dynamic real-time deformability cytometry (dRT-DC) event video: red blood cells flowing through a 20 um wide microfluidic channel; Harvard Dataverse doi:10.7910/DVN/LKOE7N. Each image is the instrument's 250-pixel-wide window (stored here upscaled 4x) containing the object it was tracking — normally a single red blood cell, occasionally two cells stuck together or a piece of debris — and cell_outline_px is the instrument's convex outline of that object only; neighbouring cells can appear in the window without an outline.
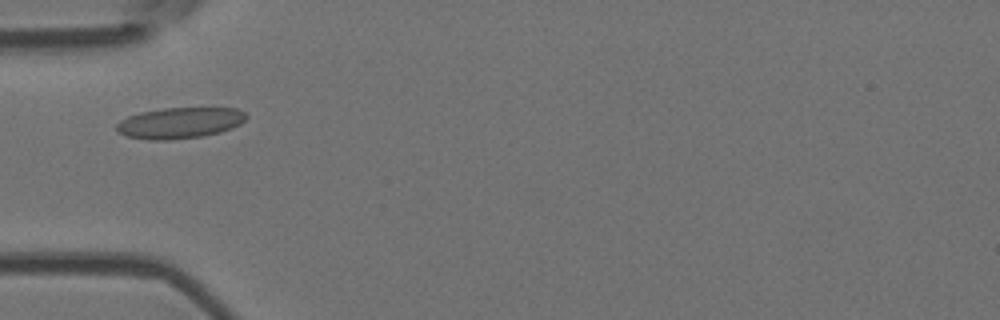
{"species": "Egyptian fruit bat (a non-hibernating species)", "species_latin": "Rousettus aegyptiacus", "temperature_condition": "room temperature", "stored_images_in_passage": 4, "camera_frame_rate_fps": 3000, "um_per_image_px": 0.085, "animal": {"sex": "female"}, "frame": {"image": 1, "passage_image": 4, "time_ms": 3.333, "image_size_px": [1000, 320], "cell_outline_px": [[248, 116], [240, 124], [232, 128], [220, 132], [204, 136], [168, 140], [148, 140], [128, 136], [116, 132], [116, 124], [120, 120], [128, 116], [140, 112], [164, 108], [236, 108], [244, 112]], "centroid_in_image_um": [15.26, 10.45], "position_along_channel_um": 69.7, "area_um2": 23.52}}